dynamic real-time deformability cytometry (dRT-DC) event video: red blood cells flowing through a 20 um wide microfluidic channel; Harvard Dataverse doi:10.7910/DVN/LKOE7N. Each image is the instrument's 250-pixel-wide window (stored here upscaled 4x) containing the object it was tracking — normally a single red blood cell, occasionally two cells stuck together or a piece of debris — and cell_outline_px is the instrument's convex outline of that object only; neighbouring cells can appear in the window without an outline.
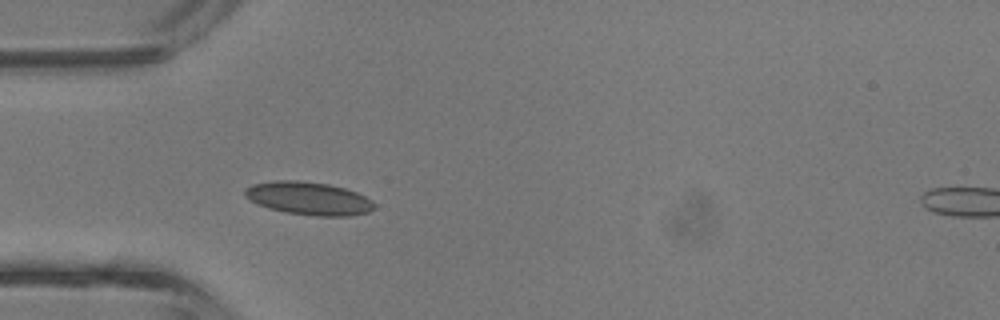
{"species": "common noctule bat (a hibernating species)", "species_latin": "Nyctalus noctula", "temperature_condition": "room temperature", "stored_images_in_passage": 27, "camera_frame_rate_fps": 3000, "um_per_image_px": 0.085, "animal": {"sex": "male", "body_mass_g": 13.3}, "frame": {"image": 1, "passage_image": 1, "time_ms": 0.0, "image_size_px": [1000, 320], "cell_outline_px": [[376, 208], [368, 212], [352, 216], [316, 216], [284, 212], [268, 208], [244, 196], [244, 188], [252, 184], [276, 180], [296, 180], [328, 184], [344, 188], [356, 192], [372, 200], [376, 204]], "centroid_in_image_um": [26.26, 16.86], "position_along_channel_um": 58.7, "area_um2": 24.97}}
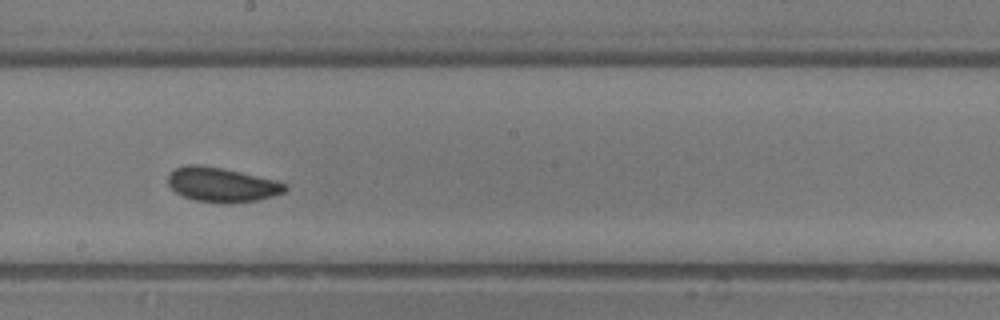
{"frame": {"image": 2, "passage_image": 12, "time_ms": 3.667, "image_size_px": [1000, 320], "cell_outline_px": [[288, 188], [284, 192], [260, 200], [196, 200], [184, 196], [176, 192], [168, 184], [168, 172], [184, 164], [200, 164], [224, 168], [276, 180], [288, 184]], "centroid_in_image_um": [18.84, 15.63], "position_along_channel_um": 229.4, "area_um2": 22.89}}
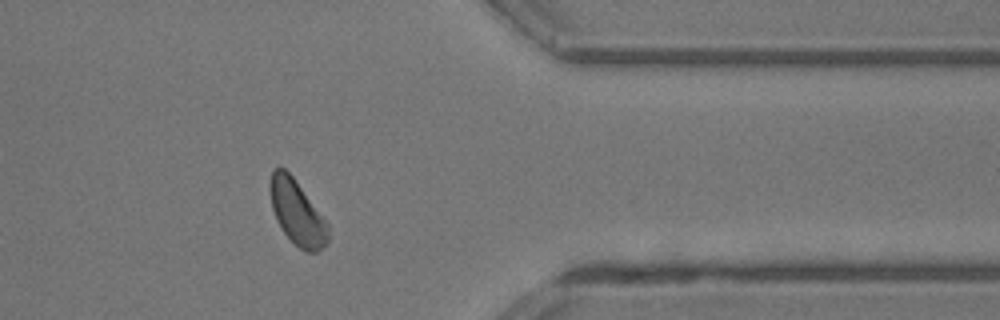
{"frame": {"image": 3, "passage_image": 23, "time_ms": 7.333, "image_size_px": [1000, 320], "cell_outline_px": [[328, 244], [316, 252], [304, 252], [284, 232], [276, 220], [272, 208], [268, 188], [268, 184], [272, 172], [276, 168], [284, 168], [292, 176], [328, 224]], "centroid_in_image_um": [25.23, 18.08], "position_along_channel_um": 386.2, "area_um2": 21.56}, "authors_computed_cell_mechanics": {"area_um2": 22.4264, "velocity_mm_per_s": 4.7391, "shape_relaxation_time_tau1_ms": 1.3001, "shape_relaxation_time_tau2_ms": 1.1872, "deformation_change_tau1": 0.0601, "deformation_change_tau2": 0.0588}}